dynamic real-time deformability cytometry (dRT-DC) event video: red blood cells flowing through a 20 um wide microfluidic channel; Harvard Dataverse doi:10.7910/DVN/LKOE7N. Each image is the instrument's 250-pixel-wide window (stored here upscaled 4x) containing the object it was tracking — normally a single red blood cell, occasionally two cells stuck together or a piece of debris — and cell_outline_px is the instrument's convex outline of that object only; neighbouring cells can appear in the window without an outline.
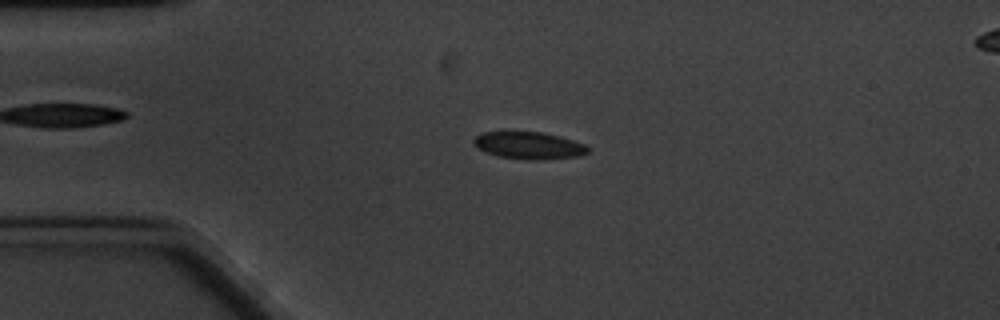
{"species": "common noctule bat (a hibernating species)", "species_latin": "Nyctalus noctula", "temperature_condition": "cold", "stored_images_in_passage": 60, "camera_frame_rate_fps": 3000, "um_per_image_px": 0.085, "animal": {"sex": "male", "body_mass_g": 20.1, "forearm_length_mm": 53.5}, "frame": {"image": 1, "passage_image": 13, "time_ms": 4.0, "image_size_px": [1000, 320], "cell_outline_px": [[588, 152], [576, 156], [528, 160], [500, 156], [488, 152], [472, 144], [472, 140], [476, 136], [484, 132], [540, 132], [572, 140], [584, 144], [588, 148]], "centroid_in_image_um": [44.91, 12.35], "position_along_channel_um": 40.1, "area_um2": 17.46}}
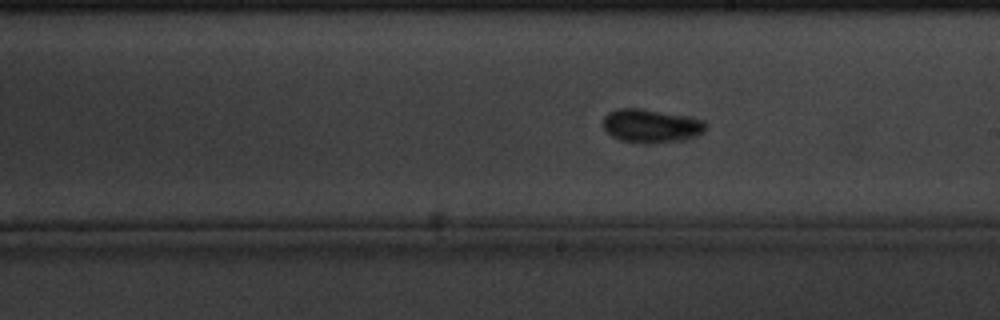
{"frame": {"image": 2, "passage_image": 33, "time_ms": 10.667, "image_size_px": [1000, 320], "cell_outline_px": [[708, 128], [704, 132], [692, 136], [652, 144], [644, 144], [620, 140], [612, 136], [600, 124], [604, 116], [608, 112], [620, 108], [640, 108], [704, 120], [708, 124]], "centroid_in_image_um": [55.28, 10.69], "position_along_channel_um": 233.7, "area_um2": 19.88}}
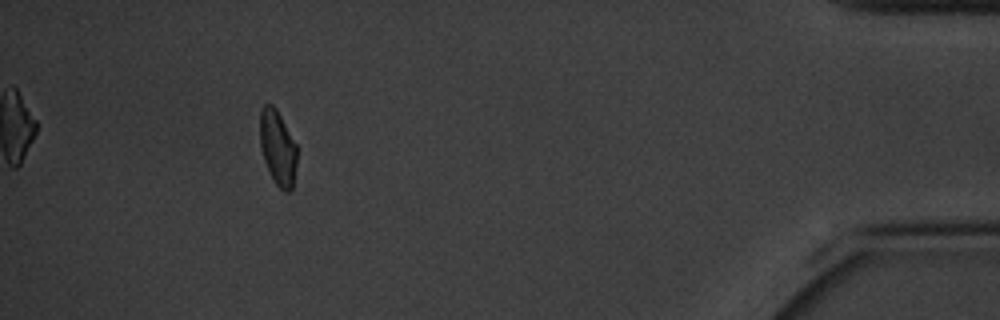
{"frame": {"image": 3, "passage_image": 55, "time_ms": 18.0, "image_size_px": [1000, 320], "cell_outline_px": [[296, 164], [292, 188], [288, 192], [284, 192], [276, 184], [264, 160], [260, 148], [260, 112], [264, 104], [272, 104], [276, 108], [296, 144]], "centroid_in_image_um": [23.59, 12.54], "position_along_channel_um": 411.6, "area_um2": 15.95}, "authors_computed_cell_mechanics": {"area_um2": 17.6579, "velocity_mm_per_s": 3.2448, "shape_relaxation_time_tau1_ms": 2.2528, "shape_relaxation_time_tau2_ms": null, "deformation_change_tau1": 0.062, "deformation_change_tau2": null}}